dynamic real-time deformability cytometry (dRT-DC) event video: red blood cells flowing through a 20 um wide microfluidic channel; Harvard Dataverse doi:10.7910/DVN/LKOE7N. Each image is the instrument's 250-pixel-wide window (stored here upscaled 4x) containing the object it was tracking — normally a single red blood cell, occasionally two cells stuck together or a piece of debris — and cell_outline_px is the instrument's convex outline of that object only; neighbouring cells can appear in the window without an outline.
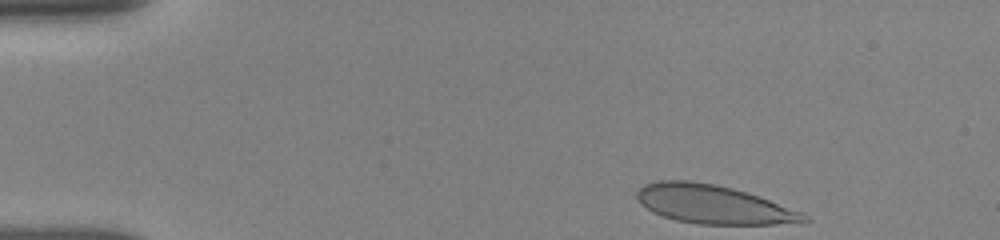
{"species": "human", "species_latin": "Homo sapiens", "temperature_condition": "room temperature", "stored_images_in_passage": 36, "camera_frame_rate_fps": 3000, "um_per_image_px": 0.085, "donor": {"sex": "female"}, "frame": {"image": 1, "passage_image": 1, "time_ms": 0.0, "image_size_px": [1000, 240], "cell_outline_px": [[812, 220], [772, 224], [700, 224], [676, 220], [652, 212], [640, 204], [636, 196], [636, 192], [644, 184], [660, 180], [688, 180], [716, 184], [732, 188], [804, 212]], "centroid_in_image_um": [60.58, 17.36], "position_along_channel_um": 24.4, "area_um2": 37.28}}
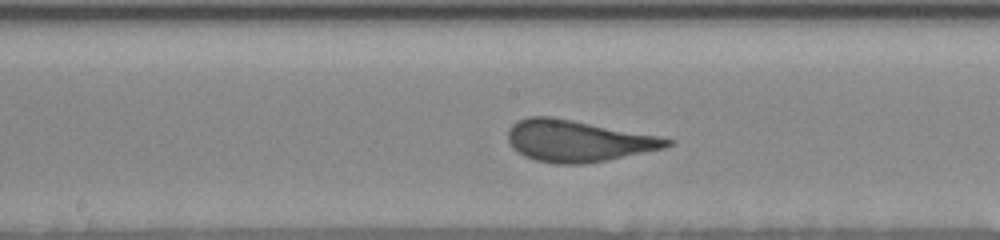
{"frame": {"image": 2, "passage_image": 21, "time_ms": 6.667, "image_size_px": [1000, 240], "cell_outline_px": [[672, 144], [664, 148], [608, 160], [588, 164], [556, 164], [536, 160], [524, 156], [512, 148], [508, 140], [508, 128], [516, 120], [528, 116], [548, 116], [572, 120], [656, 136], [672, 140]], "centroid_in_image_um": [49.04, 11.98], "position_along_channel_um": 199.2, "area_um2": 38.26}}
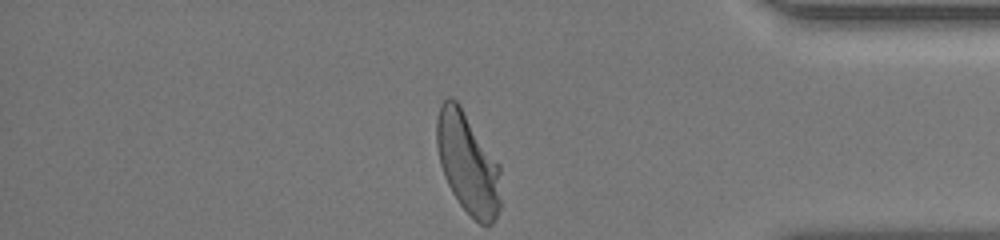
{"frame": {"image": 3, "passage_image": 36, "time_ms": 12.333, "image_size_px": [1000, 240], "cell_outline_px": [[500, 208], [496, 220], [492, 224], [480, 224], [460, 204], [452, 192], [444, 176], [440, 164], [436, 144], [436, 120], [440, 104], [448, 96], [452, 96], [460, 104], [500, 164]], "centroid_in_image_um": [39.76, 13.84], "position_along_channel_um": 395.4, "area_um2": 38.09}, "authors_computed_cell_mechanics": {"area_um2": 38.0035, "velocity_mm_per_s": 3.8612, "shape_relaxation_time_tau1_ms": 4.3441, "shape_relaxation_time_tau2_ms": null, "deformation_change_tau1": 0.1787, "deformation_change_tau2": null}}